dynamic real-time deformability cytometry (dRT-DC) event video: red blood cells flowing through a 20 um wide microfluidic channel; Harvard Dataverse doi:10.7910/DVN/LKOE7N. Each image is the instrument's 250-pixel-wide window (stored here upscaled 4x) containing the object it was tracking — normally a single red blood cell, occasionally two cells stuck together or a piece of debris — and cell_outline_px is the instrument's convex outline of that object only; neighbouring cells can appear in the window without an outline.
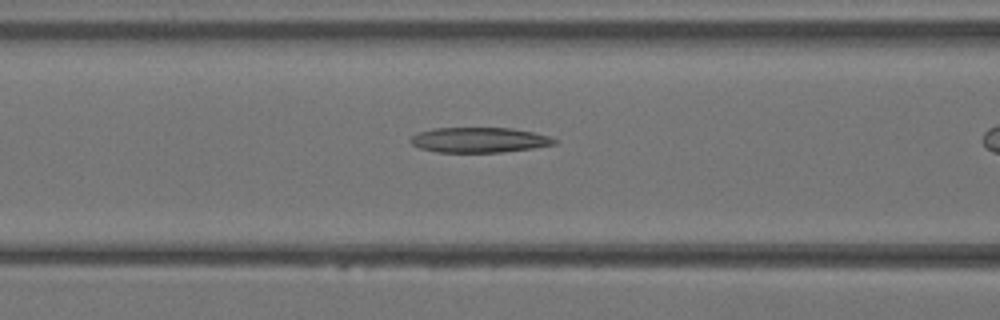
{"species": "Egyptian fruit bat (a non-hibernating species)", "species_latin": "Rousettus aegyptiacus", "temperature_condition": "warm", "stored_images_in_passage": 25, "camera_frame_rate_fps": 3000, "um_per_image_px": 0.085, "animal": {"sex": "female"}, "frame": {"image": 1, "passage_image": 11, "time_ms": 3.333, "image_size_px": [1000, 320], "cell_outline_px": [[560, 140], [556, 144], [532, 148], [500, 152], [436, 152], [420, 148], [412, 144], [408, 140], [412, 136], [420, 132], [432, 128], [512, 128], [532, 132], [548, 136]], "centroid_in_image_um": [40.73, 11.89], "position_along_channel_um": 125.9, "area_um2": 21.04}}
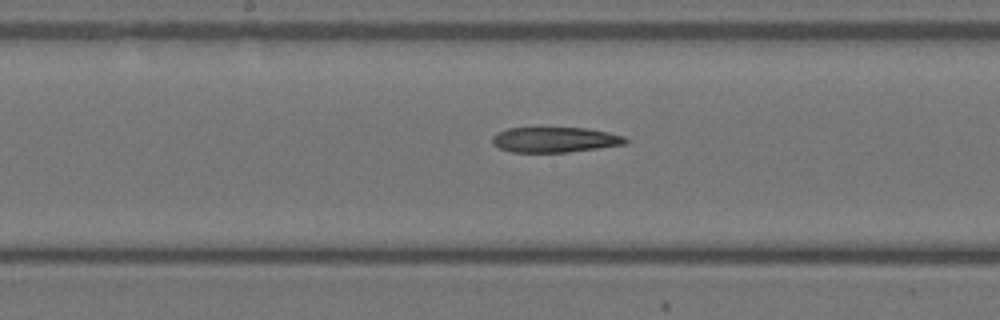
{"frame": {"image": 2, "passage_image": 15, "time_ms": 4.667, "image_size_px": [1000, 320], "cell_outline_px": [[628, 140], [624, 144], [568, 152], [512, 152], [500, 148], [492, 144], [492, 136], [496, 132], [508, 128], [588, 128], [608, 132], [624, 136]], "centroid_in_image_um": [47.13, 11.87], "position_along_channel_um": 201.1, "area_um2": 19.54}}
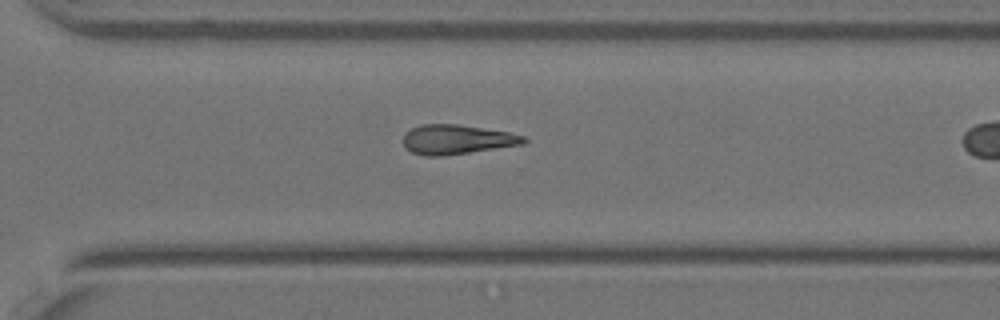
{"frame": {"image": 3, "passage_image": 22, "time_ms": 7.0, "image_size_px": [1000, 320], "cell_outline_px": [[528, 140], [524, 144], [444, 156], [424, 156], [412, 152], [404, 148], [404, 132], [420, 124], [456, 124], [508, 132], [524, 136]], "centroid_in_image_um": [38.8, 11.86], "position_along_channel_um": 331.8, "area_um2": 20.75}}